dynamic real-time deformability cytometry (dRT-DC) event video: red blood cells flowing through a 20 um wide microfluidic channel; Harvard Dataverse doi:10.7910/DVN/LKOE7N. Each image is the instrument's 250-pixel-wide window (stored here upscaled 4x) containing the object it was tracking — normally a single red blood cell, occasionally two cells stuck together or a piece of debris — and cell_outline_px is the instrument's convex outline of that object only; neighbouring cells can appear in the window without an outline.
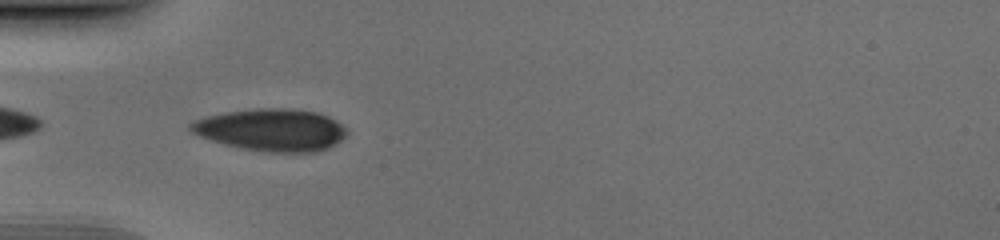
{"species": "human", "species_latin": "Homo sapiens", "temperature_condition": "cold", "stored_images_in_passage": 35, "camera_frame_rate_fps": 3000, "um_per_image_px": 0.085, "donor": {"sex": "male"}, "frame": {"image": 1, "passage_image": 1, "time_ms": 0.0, "image_size_px": [1000, 240], "cell_outline_px": [[348, 132], [336, 144], [328, 148], [316, 152], [268, 152], [244, 148], [224, 144], [200, 136], [192, 132], [188, 128], [188, 124], [204, 116], [228, 112], [260, 108], [284, 108], [316, 112], [328, 116], [336, 120]], "centroid_in_image_um": [23.06, 11.04], "position_along_channel_um": 61.9, "area_um2": 38.15}}
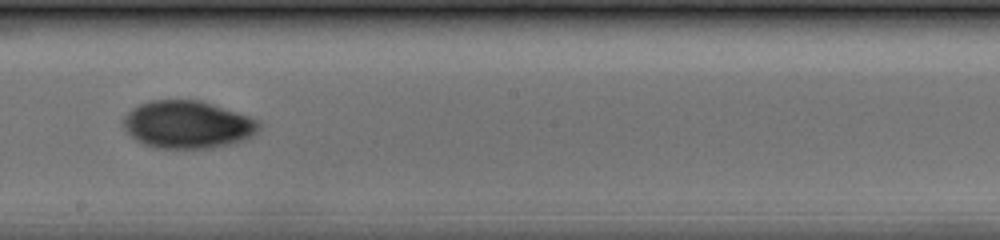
{"frame": {"image": 2, "passage_image": 14, "time_ms": 4.333, "image_size_px": [1000, 240], "cell_outline_px": [[260, 128], [252, 136], [244, 140], [232, 144], [212, 148], [152, 148], [136, 140], [120, 124], [120, 120], [132, 108], [140, 104], [152, 100], [200, 100], [260, 120]], "centroid_in_image_um": [15.92, 10.6], "position_along_channel_um": 232.3, "area_um2": 37.86}}
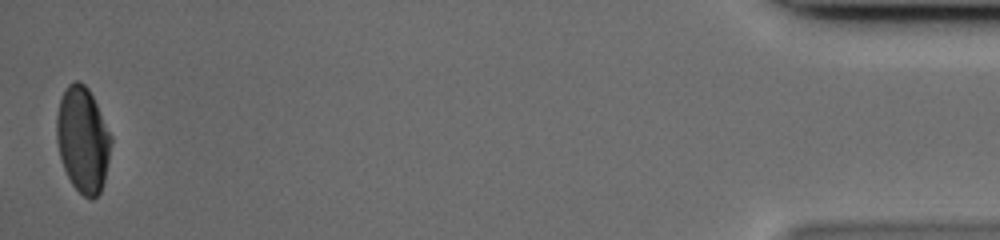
{"frame": {"image": 3, "passage_image": 35, "time_ms": 11.333, "image_size_px": [1000, 240], "cell_outline_px": [[112, 144], [104, 180], [100, 192], [92, 200], [88, 200], [72, 184], [64, 168], [60, 156], [56, 140], [56, 116], [60, 100], [68, 84], [72, 80], [80, 80], [88, 88], [112, 136]], "centroid_in_image_um": [7.04, 11.86], "position_along_channel_um": 428.2, "area_um2": 33.47}}